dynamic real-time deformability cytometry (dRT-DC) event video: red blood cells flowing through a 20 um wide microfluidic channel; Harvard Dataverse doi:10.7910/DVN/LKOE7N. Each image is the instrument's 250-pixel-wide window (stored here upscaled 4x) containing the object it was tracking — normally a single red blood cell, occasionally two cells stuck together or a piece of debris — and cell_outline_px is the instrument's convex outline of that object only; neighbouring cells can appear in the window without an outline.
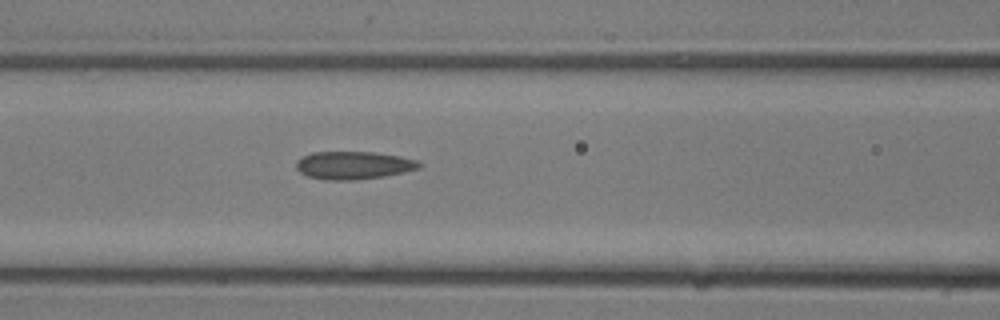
{"species": "common noctule bat (a hibernating species)", "species_latin": "Nyctalus noctula", "temperature_condition": "room temperature", "stored_images_in_passage": 4, "camera_frame_rate_fps": 3000, "um_per_image_px": 0.085, "animal": {"sex": "male", "body_mass_g": 13.3}, "frame": {"image": 1, "passage_image": 3, "time_ms": 0.667, "image_size_px": [1000, 320], "cell_outline_px": [[424, 164], [420, 168], [384, 176], [356, 180], [328, 180], [308, 176], [300, 172], [296, 168], [296, 160], [312, 152], [372, 152], [400, 156], [416, 160]], "centroid_in_image_um": [30.05, 14.05], "position_along_channel_um": 136.5, "area_um2": 19.94}}